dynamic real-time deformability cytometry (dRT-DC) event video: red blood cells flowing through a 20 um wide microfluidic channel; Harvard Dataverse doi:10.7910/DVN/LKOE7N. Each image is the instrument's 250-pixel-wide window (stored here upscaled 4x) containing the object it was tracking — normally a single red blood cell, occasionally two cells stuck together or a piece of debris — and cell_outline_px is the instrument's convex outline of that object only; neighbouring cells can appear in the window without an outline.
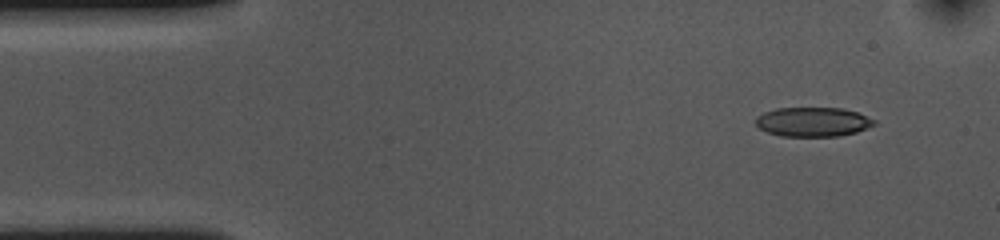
{"species": "common noctule bat (a hibernating species)", "species_latin": "Nyctalus noctula", "temperature_condition": "cold", "stored_images_in_passage": 50, "camera_frame_rate_fps": 3000, "um_per_image_px": 0.085, "animal": {"sex": "female", "body_mass_g": 10.0, "forearm_length_mm": 53.1}, "frame": {"image": 1, "passage_image": 1, "time_ms": 0.0, "image_size_px": [1000, 240], "cell_outline_px": [[876, 124], [856, 132], [840, 136], [780, 136], [768, 132], [760, 128], [756, 124], [756, 116], [764, 112], [776, 108], [840, 108], [856, 112], [876, 120]], "centroid_in_image_um": [69.09, 10.36], "position_along_channel_um": 15.9, "area_um2": 20.17}}
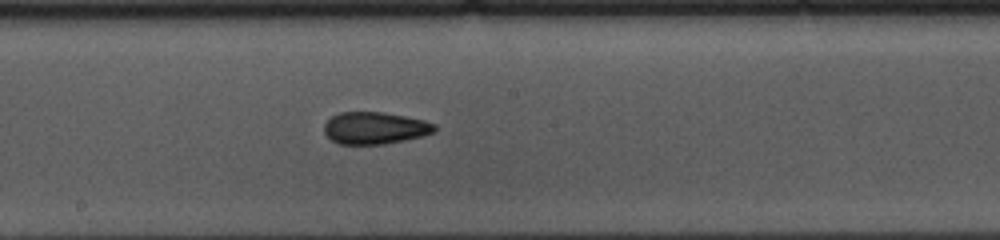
{"frame": {"image": 2, "passage_image": 24, "time_ms": 7.667, "image_size_px": [1000, 240], "cell_outline_px": [[436, 132], [424, 136], [384, 144], [340, 144], [332, 140], [324, 132], [324, 124], [332, 116], [340, 112], [384, 112], [424, 120], [436, 124]], "centroid_in_image_um": [31.89, 10.88], "position_along_channel_um": 216.3, "area_um2": 20.69}}
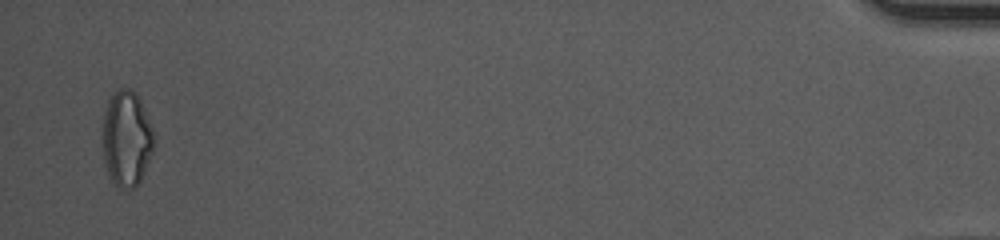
{"frame": {"image": 3, "passage_image": 49, "time_ms": 16.0, "image_size_px": [1000, 240], "cell_outline_px": [[156, 144], [144, 172], [136, 188], [120, 188], [112, 180], [104, 164], [104, 112], [108, 100], [120, 88], [132, 88], [136, 92], [140, 100], [152, 128]], "centroid_in_image_um": [10.79, 11.78], "position_along_channel_um": 424.4, "area_um2": 28.38}, "authors_computed_cell_mechanics": {"area_um2": 20.9814, "velocity_mm_per_s": 3.6099, "shape_relaxation_time_tau1_ms": 6.3243, "shape_relaxation_time_tau2_ms": 4.5075, "deformation_change_tau1": 0.1242, "deformation_change_tau2": 0.113}}